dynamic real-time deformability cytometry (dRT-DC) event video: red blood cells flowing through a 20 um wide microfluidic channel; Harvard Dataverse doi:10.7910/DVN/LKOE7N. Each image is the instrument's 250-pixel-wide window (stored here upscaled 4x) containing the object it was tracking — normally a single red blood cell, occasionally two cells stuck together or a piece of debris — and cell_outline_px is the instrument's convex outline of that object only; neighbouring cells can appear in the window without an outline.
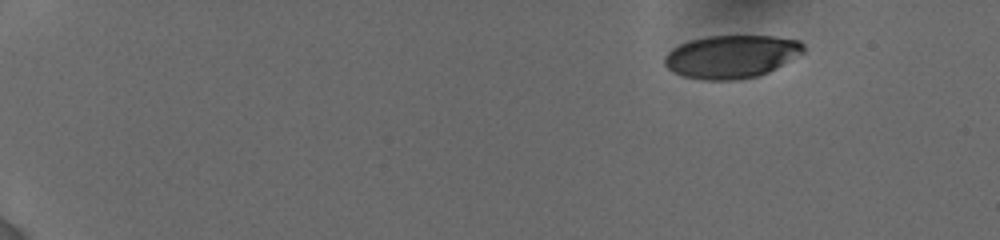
{"species": "human", "species_latin": "Homo sapiens", "temperature_condition": "cold", "stored_images_in_passage": 6, "camera_frame_rate_fps": 3000, "um_per_image_px": 0.085, "donor": {"sex": "female"}, "frame": {"image": 1, "passage_image": 1, "time_ms": 0.0, "image_size_px": [1000, 240], "cell_outline_px": [[804, 52], [768, 72], [756, 76], [736, 80], [704, 80], [684, 76], [668, 68], [664, 64], [664, 56], [672, 48], [680, 44], [692, 40], [708, 36], [776, 36], [800, 40], [804, 44]], "centroid_in_image_um": [62.18, 4.8], "position_along_channel_um": 22.8, "area_um2": 34.62}}